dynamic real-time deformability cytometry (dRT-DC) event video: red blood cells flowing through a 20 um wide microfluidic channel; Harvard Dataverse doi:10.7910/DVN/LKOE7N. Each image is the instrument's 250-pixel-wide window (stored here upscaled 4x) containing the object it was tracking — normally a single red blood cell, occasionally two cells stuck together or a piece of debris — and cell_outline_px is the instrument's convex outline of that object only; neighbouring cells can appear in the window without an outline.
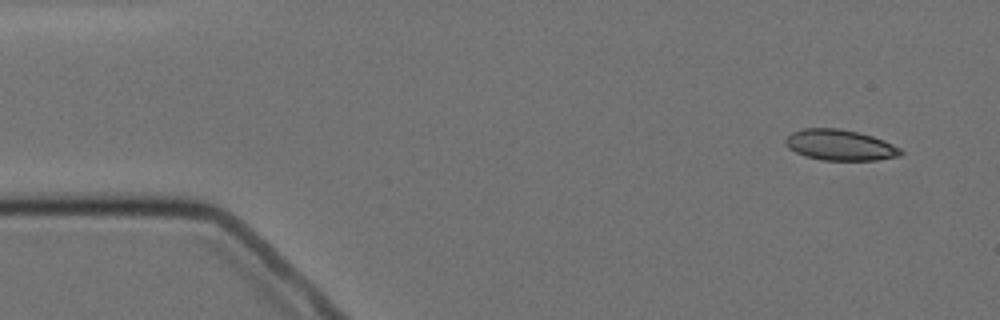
{"species": "Egyptian fruit bat (a non-hibernating species)", "species_latin": "Rousettus aegyptiacus", "temperature_condition": "cold", "stored_images_in_passage": 4, "camera_frame_rate_fps": 3000, "um_per_image_px": 0.085, "animal": {"sex": "female"}, "frame": {"image": 1, "passage_image": 1, "time_ms": 0.0, "image_size_px": [1000, 320], "cell_outline_px": [[904, 152], [900, 156], [876, 160], [824, 160], [804, 156], [788, 148], [784, 144], [784, 140], [792, 132], [804, 128], [840, 128], [860, 132], [884, 140], [900, 148]], "centroid_in_image_um": [71.39, 12.32], "position_along_channel_um": 13.6, "area_um2": 20.81}}
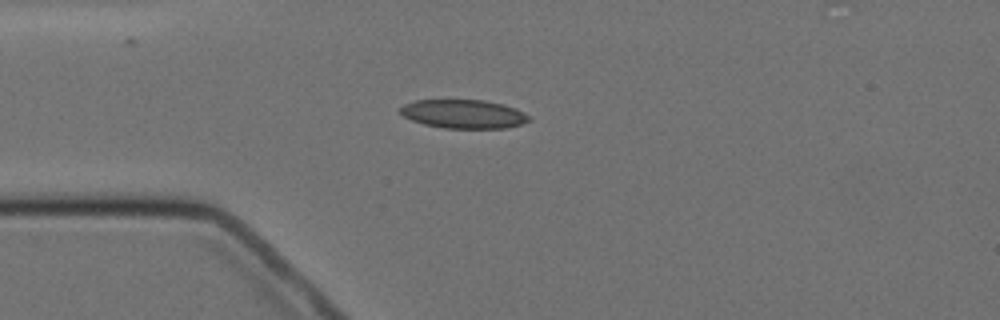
{"frame": {"image": 2, "passage_image": 4, "time_ms": 3.333, "image_size_px": [1000, 320], "cell_outline_px": [[528, 120], [520, 124], [508, 128], [444, 128], [424, 124], [412, 120], [404, 116], [400, 112], [400, 108], [404, 104], [416, 100], [484, 100], [504, 104], [516, 108], [524, 112], [528, 116]], "centroid_in_image_um": [39.4, 9.68], "position_along_channel_um": 45.6, "area_um2": 21.44}}